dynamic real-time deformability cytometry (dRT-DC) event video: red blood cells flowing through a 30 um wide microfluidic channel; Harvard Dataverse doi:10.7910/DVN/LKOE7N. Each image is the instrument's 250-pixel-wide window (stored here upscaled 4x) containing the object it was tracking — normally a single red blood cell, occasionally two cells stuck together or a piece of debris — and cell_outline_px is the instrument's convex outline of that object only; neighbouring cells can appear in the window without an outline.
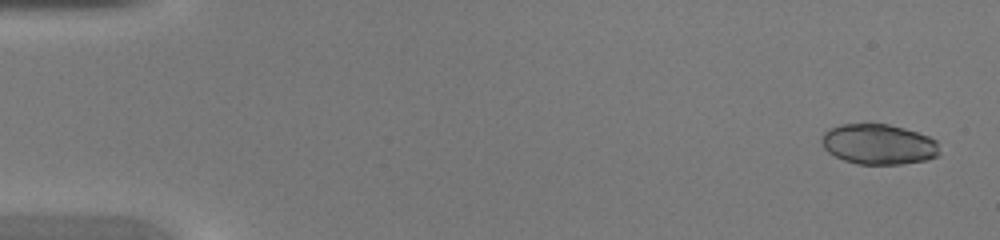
{"species": "common noctule bat (a hibernating species)", "species_latin": "Nyctalus noctula", "temperature_condition": "warm", "stored_images_in_passage": 46, "camera_frame_rate_fps": 3000, "um_per_image_px": 0.085, "animal": {"sex": "female", "body_mass_g": 20.0, "forearm_length_mm": 54.0}, "frame": {"image": 1, "passage_image": 2, "time_ms": 0.333, "image_size_px": [1000, 240], "cell_outline_px": [[940, 152], [936, 156], [924, 160], [900, 164], [856, 164], [844, 160], [828, 152], [824, 148], [820, 140], [824, 132], [840, 124], [864, 120], [888, 124], [904, 128], [928, 136], [936, 140]], "centroid_in_image_um": [74.63, 12.22], "position_along_channel_um": 10.4, "area_um2": 28.26}}
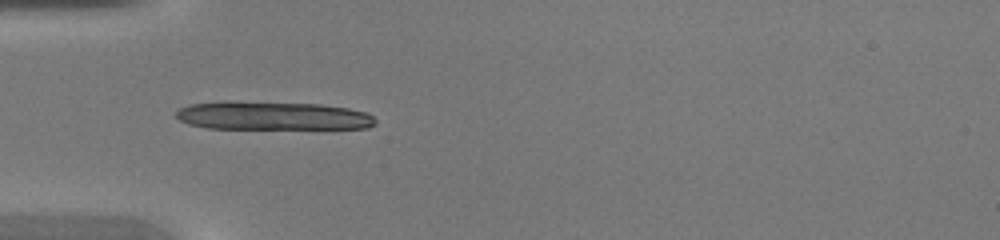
{"frame": {"image": 2, "passage_image": 15, "time_ms": 4.667, "image_size_px": [1000, 240], "cell_outline_px": [[376, 124], [368, 128], [208, 128], [188, 124], [180, 120], [176, 116], [176, 112], [180, 108], [188, 104], [228, 100], [320, 104], [348, 108], [368, 112], [376, 120]], "centroid_in_image_um": [23.15, 9.82], "position_along_channel_um": 61.9, "area_um2": 33.29}}